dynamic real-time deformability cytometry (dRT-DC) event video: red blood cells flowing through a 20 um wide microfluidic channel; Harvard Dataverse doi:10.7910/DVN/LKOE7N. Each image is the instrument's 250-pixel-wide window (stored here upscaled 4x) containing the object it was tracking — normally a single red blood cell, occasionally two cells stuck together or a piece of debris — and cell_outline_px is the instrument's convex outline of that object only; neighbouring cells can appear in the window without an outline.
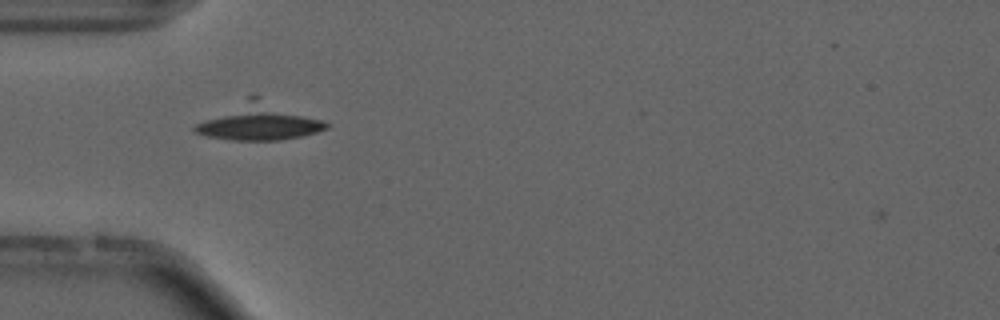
{"species": "common noctule bat (a hibernating species)", "species_latin": "Nyctalus noctula", "temperature_condition": "cold", "stored_images_in_passage": 42, "camera_frame_rate_fps": 3000, "um_per_image_px": 0.085, "animal": {"sex": "male", "forearm_length_mm": 52.5}, "frame": {"image": 1, "passage_image": 4, "time_ms": 1.0, "image_size_px": [1000, 320], "cell_outline_px": [[332, 124], [328, 128], [304, 136], [280, 140], [228, 140], [204, 136], [196, 132], [192, 128], [196, 124], [248, 96], [256, 92], [324, 120]], "centroid_in_image_um": [22.1, 10.31], "position_along_channel_um": 62.9, "area_um2": 28.96}}